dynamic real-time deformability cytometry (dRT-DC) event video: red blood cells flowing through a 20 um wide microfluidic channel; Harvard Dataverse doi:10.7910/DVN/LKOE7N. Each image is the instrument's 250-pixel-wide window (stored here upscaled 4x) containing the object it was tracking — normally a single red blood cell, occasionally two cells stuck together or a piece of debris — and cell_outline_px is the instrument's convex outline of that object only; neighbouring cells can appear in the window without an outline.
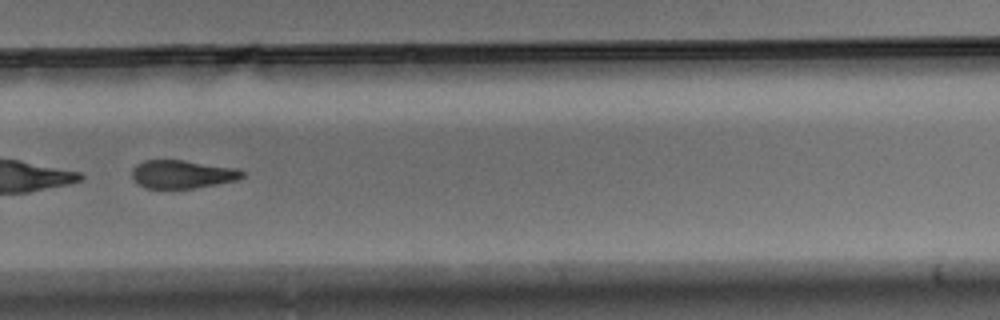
{"species": "Egyptian fruit bat (a non-hibernating species)", "species_latin": "Rousettus aegyptiacus", "temperature_condition": "warm", "stored_images_in_passage": 36, "camera_frame_rate_fps": 3000, "um_per_image_px": 0.085, "animal": {"sex": "male"}, "frame": {"image": 1, "passage_image": 21, "time_ms": 6.667, "image_size_px": [1000, 320], "cell_outline_px": [[244, 176], [236, 180], [216, 184], [192, 188], [144, 188], [136, 184], [132, 176], [132, 168], [136, 164], [144, 160], [184, 160], [236, 168], [244, 172]], "centroid_in_image_um": [15.45, 14.8], "position_along_channel_um": 314.4, "area_um2": 18.15}}